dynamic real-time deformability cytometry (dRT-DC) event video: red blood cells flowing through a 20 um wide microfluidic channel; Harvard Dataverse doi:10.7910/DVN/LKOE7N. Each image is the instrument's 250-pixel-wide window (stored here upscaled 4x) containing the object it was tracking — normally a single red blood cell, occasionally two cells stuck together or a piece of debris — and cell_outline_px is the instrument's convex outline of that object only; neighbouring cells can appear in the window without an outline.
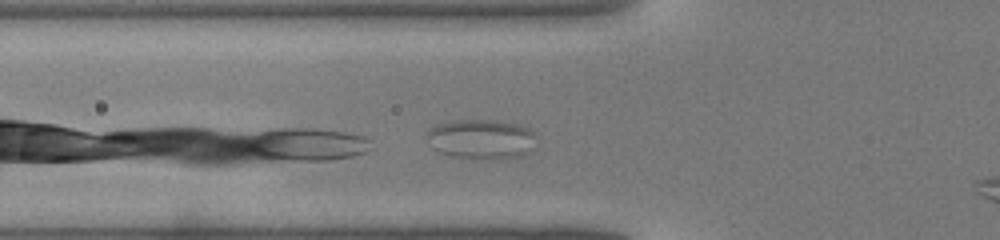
{"species": "common noctule bat (a hibernating species)", "species_latin": "Nyctalus noctula", "temperature_condition": "warm", "stored_images_in_passage": 29, "camera_frame_rate_fps": 3000, "um_per_image_px": 0.085, "animal": {"sex": "male", "body_mass_g": 19.0, "forearm_length_mm": 50.8}, "frame": {"image": 1, "passage_image": 2, "time_ms": 0.333, "image_size_px": [1000, 240], "cell_outline_px": [[536, 136], [532, 148], [528, 152], [520, 156], [492, 160], [488, 160], [452, 156], [440, 152], [432, 148], [428, 136], [428, 128], [436, 124], [456, 120], [496, 120], [516, 124], [528, 128]], "centroid_in_image_um": [40.9, 11.83], "position_along_channel_um": 84.9, "area_um2": 25.37}}
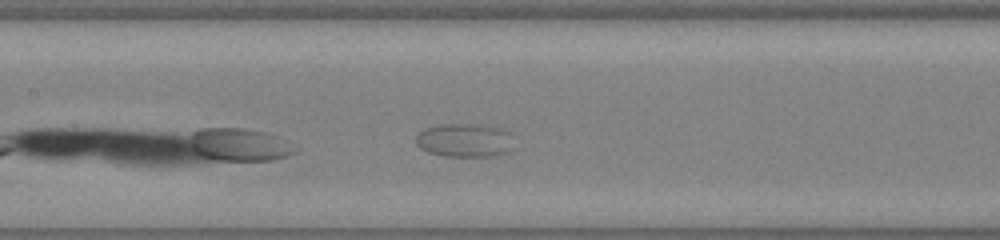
{"frame": {"image": 2, "passage_image": 8, "time_ms": 2.333, "image_size_px": [1000, 240], "cell_outline_px": [[516, 148], [508, 152], [496, 156], [444, 156], [428, 152], [420, 148], [416, 144], [416, 136], [424, 128], [444, 124], [468, 124], [496, 128], [508, 132]], "centroid_in_image_um": [39.5, 11.95], "position_along_channel_um": 167.9, "area_um2": 19.13}}
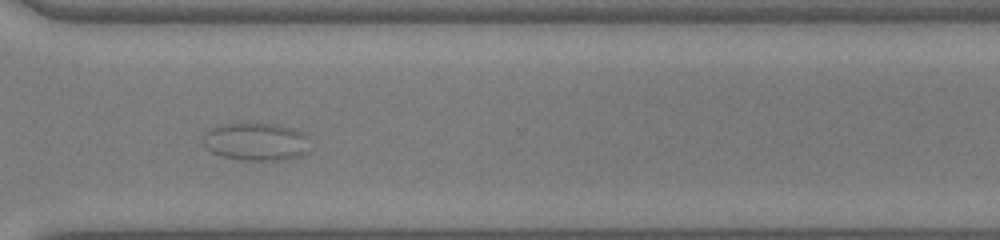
{"frame": {"image": 3, "passage_image": 21, "time_ms": 6.667, "image_size_px": [1000, 240], "cell_outline_px": [[312, 148], [308, 152], [300, 156], [284, 160], [240, 160], [220, 156], [212, 152], [204, 144], [204, 132], [220, 124], [276, 124], [292, 128], [304, 132]], "centroid_in_image_um": [21.81, 12.06], "position_along_channel_um": 348.8, "area_um2": 23.76}}